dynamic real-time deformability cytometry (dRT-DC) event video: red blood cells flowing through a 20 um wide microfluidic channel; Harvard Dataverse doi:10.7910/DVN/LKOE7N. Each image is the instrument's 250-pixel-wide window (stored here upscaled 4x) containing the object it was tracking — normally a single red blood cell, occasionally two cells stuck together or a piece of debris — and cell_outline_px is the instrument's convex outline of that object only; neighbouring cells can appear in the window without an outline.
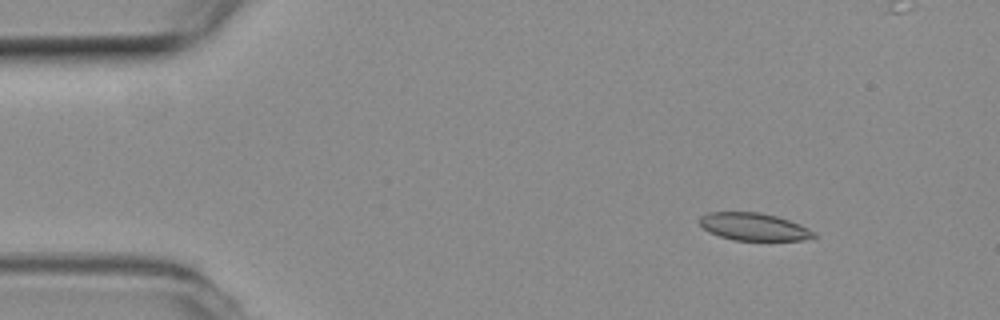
{"species": "common noctule bat (a hibernating species)", "species_latin": "Nyctalus noctula", "temperature_condition": "room temperature", "stored_images_in_passage": 3, "camera_frame_rate_fps": 3000, "um_per_image_px": 0.085, "animal": {"sex": "female", "body_mass_g": 19.3, "forearm_length_mm": 54.1}, "frame": {"image": 1, "passage_image": 1, "time_ms": 0.0, "image_size_px": [1000, 320], "cell_outline_px": [[820, 236], [804, 240], [732, 240], [708, 232], [700, 224], [700, 216], [708, 212], [760, 212], [776, 216], [800, 224], [816, 232]], "centroid_in_image_um": [64.11, 19.28], "position_along_channel_um": 20.9, "area_um2": 18.44}}
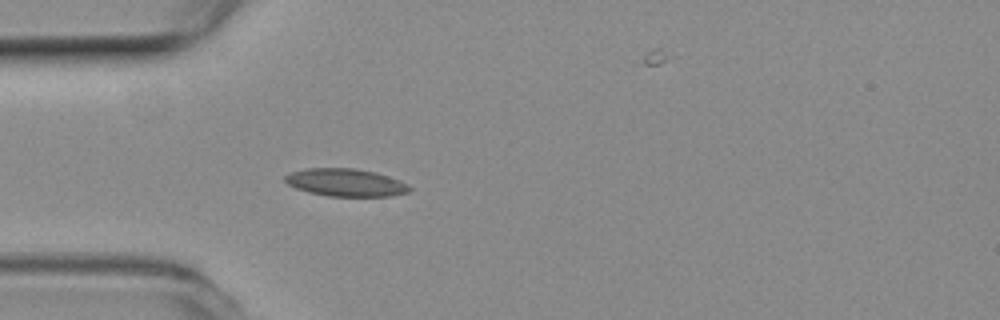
{"frame": {"image": 2, "passage_image": 3, "time_ms": 0.667, "image_size_px": [1000, 320], "cell_outline_px": [[412, 188], [408, 192], [392, 196], [328, 196], [308, 192], [296, 188], [288, 184], [284, 180], [284, 176], [288, 172], [308, 168], [352, 168], [376, 172], [400, 180], [408, 184]], "centroid_in_image_um": [29.38, 15.51], "position_along_channel_um": 55.6, "area_um2": 20.17}}